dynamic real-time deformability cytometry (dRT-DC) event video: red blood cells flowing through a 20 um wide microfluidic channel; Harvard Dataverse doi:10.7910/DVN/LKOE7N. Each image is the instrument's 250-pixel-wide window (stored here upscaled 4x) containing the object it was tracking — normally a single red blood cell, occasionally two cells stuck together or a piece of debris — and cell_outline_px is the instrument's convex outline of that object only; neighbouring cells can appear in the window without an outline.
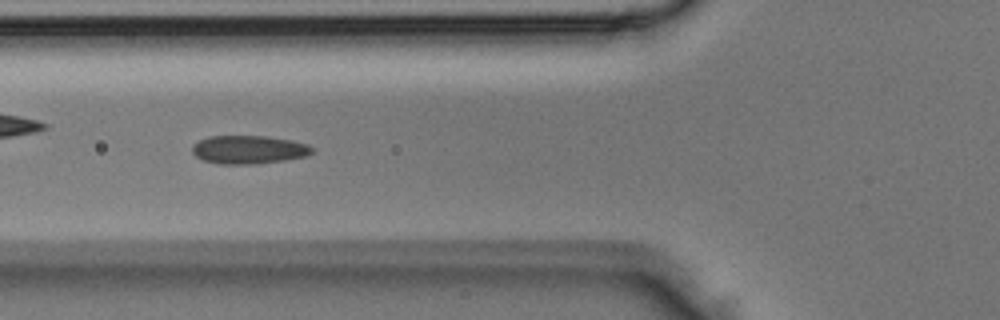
{"species": "Egyptian fruit bat (a non-hibernating species)", "species_latin": "Rousettus aegyptiacus", "temperature_condition": "room temperature", "stored_images_in_passage": 5, "camera_frame_rate_fps": 3000, "um_per_image_px": 0.085, "animal": {"sex": "male"}, "frame": {"image": 1, "passage_image": 5, "time_ms": 1.333, "image_size_px": [1000, 320], "cell_outline_px": [[312, 152], [308, 156], [284, 160], [256, 164], [220, 164], [204, 160], [196, 156], [192, 152], [192, 144], [208, 136], [268, 136], [292, 140], [308, 144], [312, 148]], "centroid_in_image_um": [21.14, 12.71], "position_along_channel_um": 104.7, "area_um2": 19.88}}